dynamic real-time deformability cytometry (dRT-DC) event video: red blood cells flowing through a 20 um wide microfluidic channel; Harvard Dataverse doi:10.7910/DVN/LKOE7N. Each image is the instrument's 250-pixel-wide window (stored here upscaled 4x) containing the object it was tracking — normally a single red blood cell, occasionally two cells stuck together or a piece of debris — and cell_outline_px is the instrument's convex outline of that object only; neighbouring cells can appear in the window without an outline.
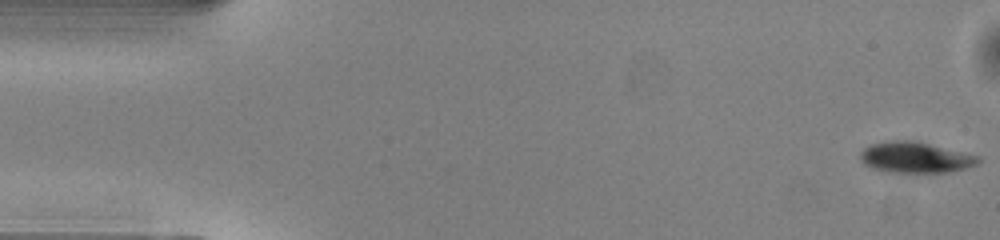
{"species": "common noctule bat (a hibernating species)", "species_latin": "Nyctalus noctula", "temperature_condition": "warm", "stored_images_in_passage": 50, "camera_frame_rate_fps": 3000, "um_per_image_px": 0.085, "animal": {"sex": "male", "body_mass_g": 13.0, "forearm_length_mm": 53.1}, "frame": {"image": 1, "passage_image": 1, "time_ms": 0.0, "image_size_px": [1000, 240], "cell_outline_px": [[980, 160], [976, 164], [952, 172], [888, 172], [872, 168], [864, 164], [860, 160], [860, 152], [864, 148], [872, 144], [892, 140], [916, 140], [980, 156]], "centroid_in_image_um": [77.8, 13.37], "position_along_channel_um": 7.2, "area_um2": 21.27}}
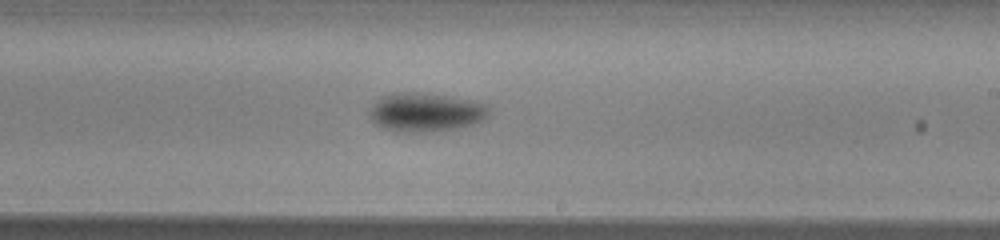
{"frame": {"image": 2, "passage_image": 29, "time_ms": 9.333, "image_size_px": [1000, 240], "cell_outline_px": [[492, 112], [484, 120], [476, 124], [456, 128], [424, 132], [396, 132], [380, 128], [368, 116], [368, 108], [380, 96], [392, 92], [420, 92], [476, 100], [488, 104]], "centroid_in_image_um": [36.18, 9.53], "position_along_channel_um": 252.8, "area_um2": 27.92}}
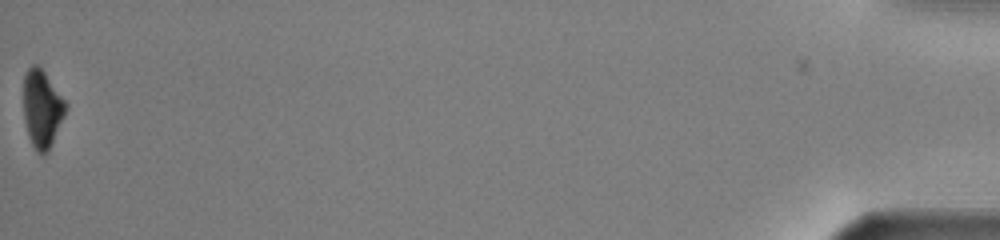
{"frame": {"image": 3, "passage_image": 50, "time_ms": 16.333, "image_size_px": [1000, 240], "cell_outline_px": [[68, 108], [48, 152], [36, 152], [28, 136], [24, 120], [24, 76], [28, 68], [32, 64], [36, 64], [44, 72], [68, 104]], "centroid_in_image_um": [3.58, 9.24], "position_along_channel_um": 431.6, "area_um2": 18.96}, "authors_computed_cell_mechanics": {"area_um2": 23.3512, "velocity_mm_per_s": 4.0987, "shape_relaxation_time_tau1_ms": 1.8959, "shape_relaxation_time_tau2_ms": null, "deformation_change_tau1": 0.1054, "deformation_change_tau2": null}}